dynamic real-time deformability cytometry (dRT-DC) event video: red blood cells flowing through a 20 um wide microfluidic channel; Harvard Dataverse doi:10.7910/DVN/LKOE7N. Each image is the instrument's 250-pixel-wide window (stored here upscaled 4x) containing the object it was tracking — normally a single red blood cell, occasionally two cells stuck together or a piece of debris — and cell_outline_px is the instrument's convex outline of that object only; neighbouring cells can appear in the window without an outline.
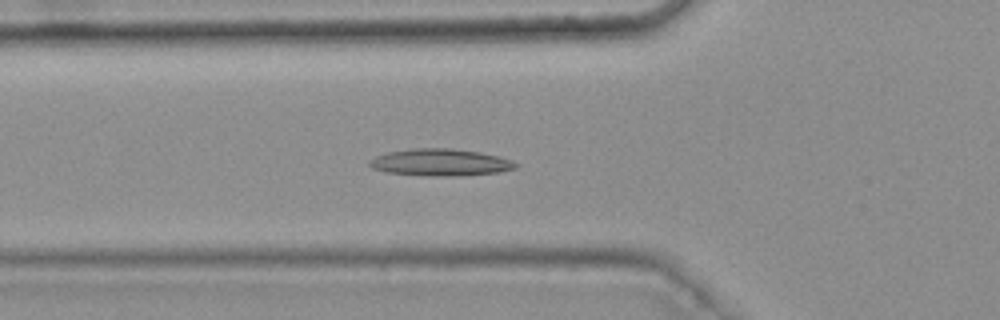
{"species": "common noctule bat (a hibernating species)", "species_latin": "Nyctalus noctula", "temperature_condition": "warm", "stored_images_in_passage": 43, "camera_frame_rate_fps": 3000, "um_per_image_px": 0.085, "animal": {"sex": "female", "body_mass_g": 25.1}, "frame": {"image": 1, "passage_image": 16, "time_ms": 5.0, "image_size_px": [1000, 320], "cell_outline_px": [[520, 164], [516, 168], [500, 172], [452, 176], [428, 176], [388, 172], [372, 168], [368, 164], [376, 156], [388, 152], [412, 148], [452, 148], [480, 152], [500, 156], [512, 160]], "centroid_in_image_um": [37.49, 13.8], "position_along_channel_um": 88.3, "area_um2": 23.0}}
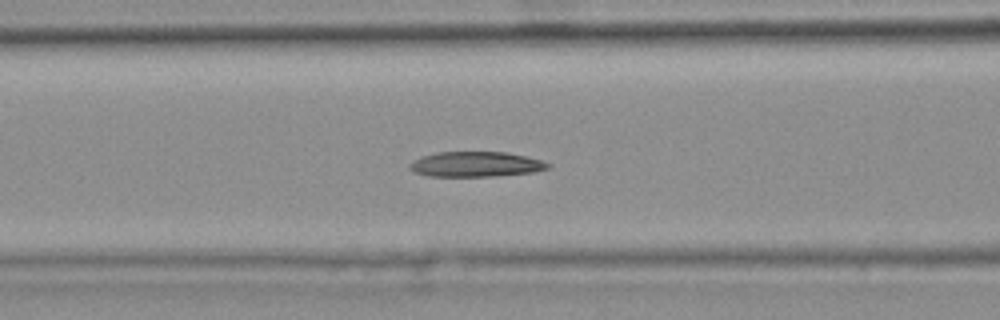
{"frame": {"image": 2, "passage_image": 19, "time_ms": 6.0, "image_size_px": [1000, 320], "cell_outline_px": [[552, 164], [548, 168], [532, 172], [496, 176], [428, 176], [416, 172], [408, 168], [408, 164], [412, 160], [436, 152], [508, 152], [528, 156]], "centroid_in_image_um": [40.44, 13.95], "position_along_channel_um": 126.2, "area_um2": 20.29}}
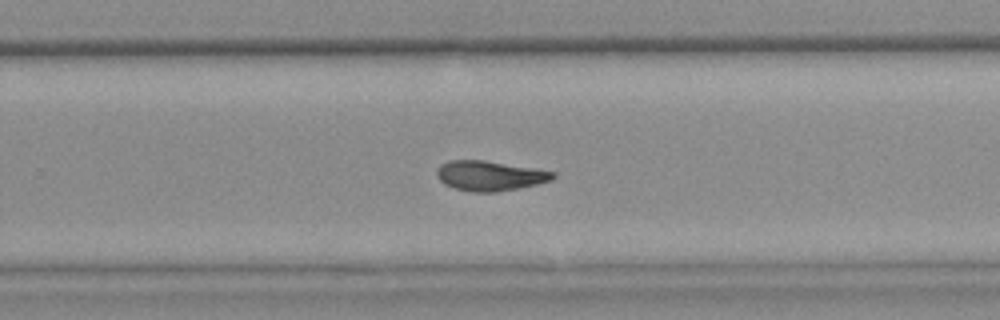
{"frame": {"image": 3, "passage_image": 32, "time_ms": 10.333, "image_size_px": [1000, 320], "cell_outline_px": [[556, 176], [552, 180], [520, 188], [496, 192], [472, 192], [452, 188], [444, 184], [436, 176], [436, 172], [440, 164], [448, 160], [484, 160], [536, 168], [556, 172]], "centroid_in_image_um": [41.63, 14.94], "position_along_channel_um": 288.2, "area_um2": 20.52}, "authors_computed_cell_mechanics": {"area_um2": 20.7502, "velocity_mm_per_s": 3.7464, "shape_relaxation_time_tau1_ms": null, "shape_relaxation_time_tau2_ms": 6.9742, "deformation_change_tau1": null, "deformation_change_tau2": 0.138}}